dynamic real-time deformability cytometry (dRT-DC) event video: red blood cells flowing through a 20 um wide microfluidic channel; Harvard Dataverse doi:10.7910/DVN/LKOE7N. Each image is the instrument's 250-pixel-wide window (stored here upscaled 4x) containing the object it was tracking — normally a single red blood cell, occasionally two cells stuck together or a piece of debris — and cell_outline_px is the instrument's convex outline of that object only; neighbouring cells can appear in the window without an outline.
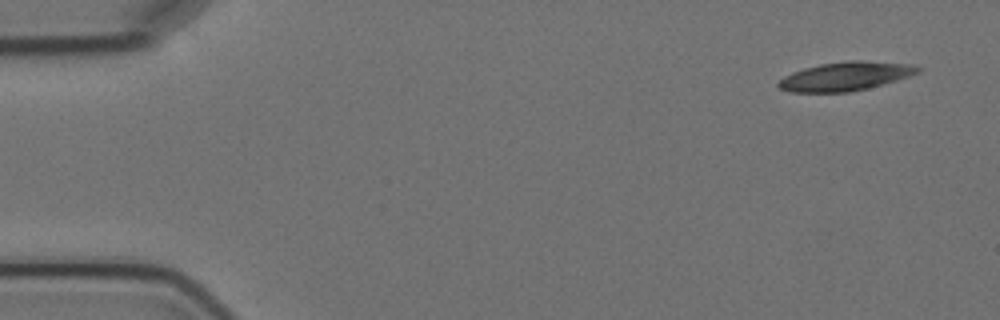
{"species": "Egyptian fruit bat (a non-hibernating species)", "species_latin": "Rousettus aegyptiacus", "temperature_condition": "cold", "stored_images_in_passage": 6, "segment_of_instrument_passage": [2, 2], "camera_frame_rate_fps": 3000, "um_per_image_px": 0.085, "animal": {"sex": "female"}, "frame": {"image": 1, "passage_image": 6, "time_ms": 6.667, "image_size_px": [1000, 320], "cell_outline_px": [[920, 72], [896, 80], [868, 88], [852, 92], [792, 92], [780, 88], [776, 84], [784, 76], [792, 72], [804, 68], [820, 64], [852, 60], [860, 60], [912, 64], [920, 68]], "centroid_in_image_um": [71.85, 6.48], "position_along_channel_um": 13.1, "area_um2": 23.24}}